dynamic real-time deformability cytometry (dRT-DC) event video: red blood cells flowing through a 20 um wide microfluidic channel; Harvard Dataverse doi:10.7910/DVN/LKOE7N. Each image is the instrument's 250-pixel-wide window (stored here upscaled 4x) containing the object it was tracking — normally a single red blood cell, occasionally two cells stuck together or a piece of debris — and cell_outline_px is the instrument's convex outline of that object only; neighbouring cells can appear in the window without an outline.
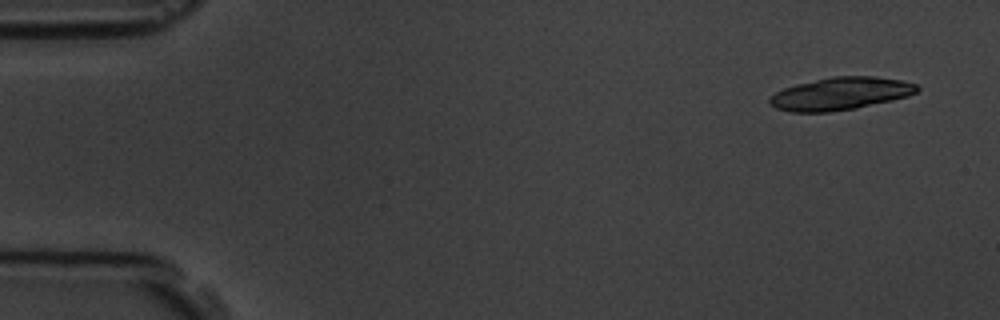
{"species": "common noctule bat (a hibernating species)", "species_latin": "Nyctalus noctula", "temperature_condition": "room temperature", "stored_images_in_passage": 5, "camera_frame_rate_fps": 3000, "um_per_image_px": 0.085, "animal": {"sex": "male", "body_mass_g": 19.5, "forearm_length_mm": 54.6}, "frame": {"image": 1, "passage_image": 1, "time_ms": 0.0, "image_size_px": [1000, 320], "cell_outline_px": [[920, 88], [916, 92], [908, 96], [892, 100], [856, 108], [828, 112], [792, 112], [776, 108], [768, 100], [776, 92], [784, 88], [796, 84], [832, 76], [876, 76], [900, 80], [916, 84]], "centroid_in_image_um": [71.45, 7.95], "position_along_channel_um": 13.5, "area_um2": 27.86}}